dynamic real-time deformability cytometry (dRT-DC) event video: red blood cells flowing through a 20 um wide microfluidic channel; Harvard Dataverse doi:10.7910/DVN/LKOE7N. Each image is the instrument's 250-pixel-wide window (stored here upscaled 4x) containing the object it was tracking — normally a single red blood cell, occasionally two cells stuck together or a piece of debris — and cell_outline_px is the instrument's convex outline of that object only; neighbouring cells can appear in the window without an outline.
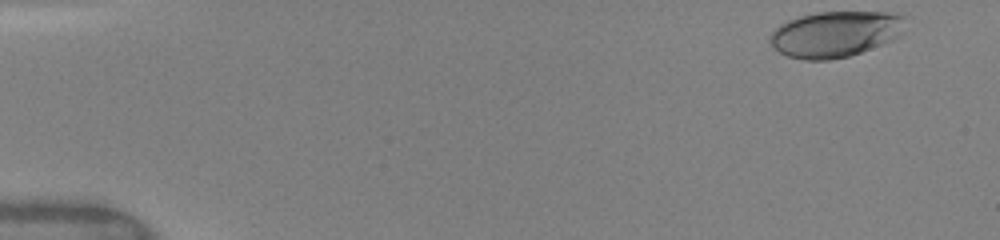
{"species": "human", "species_latin": "Homo sapiens", "temperature_condition": "warm", "stored_images_in_passage": 5, "camera_frame_rate_fps": 3000, "um_per_image_px": 0.085, "donor": {"sex": "female"}, "frame": {"image": 1, "passage_image": 1, "time_ms": 0.0, "image_size_px": [1000, 240], "cell_outline_px": [[904, 16], [900, 32], [892, 40], [884, 44], [848, 56], [828, 60], [804, 60], [788, 56], [780, 52], [768, 40], [768, 36], [780, 24], [788, 20], [800, 16], [816, 12], [900, 12]], "centroid_in_image_um": [70.97, 2.89], "position_along_channel_um": 14.0, "area_um2": 36.07}}
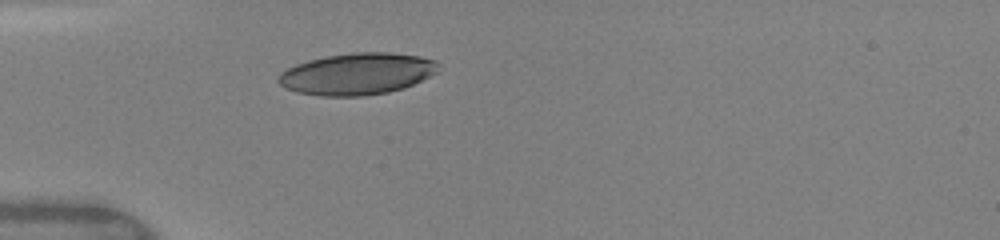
{"frame": {"image": 2, "passage_image": 5, "time_ms": 4.0, "image_size_px": [1000, 240], "cell_outline_px": [[440, 72], [404, 88], [388, 92], [364, 96], [320, 96], [296, 92], [284, 88], [276, 80], [276, 76], [280, 72], [296, 64], [308, 60], [328, 56], [356, 52], [388, 52], [420, 56], [436, 60]], "centroid_in_image_um": [30.35, 6.28], "position_along_channel_um": 54.6, "area_um2": 39.19}}